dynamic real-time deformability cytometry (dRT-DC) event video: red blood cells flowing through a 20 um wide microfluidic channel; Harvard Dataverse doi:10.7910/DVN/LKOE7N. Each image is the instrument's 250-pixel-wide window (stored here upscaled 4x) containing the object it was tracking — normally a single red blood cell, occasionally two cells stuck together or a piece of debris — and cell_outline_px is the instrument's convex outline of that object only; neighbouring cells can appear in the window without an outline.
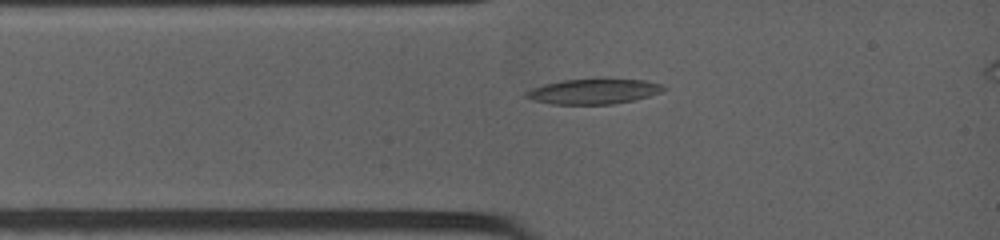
{"species": "common noctule bat (a hibernating species)", "species_latin": "Nyctalus noctula", "temperature_condition": "warm", "stored_images_in_passage": 30, "camera_frame_rate_fps": 4500, "um_per_image_px": 0.085, "animal": {"sex": "female", "body_mass_g": 19.0, "forearm_length_mm": 53.3}, "frame": {"image": 1, "passage_image": 1, "time_ms": 0.0, "image_size_px": [1000, 240], "cell_outline_px": [[668, 88], [660, 92], [648, 96], [632, 100], [612, 104], [552, 104], [532, 100], [524, 96], [524, 92], [532, 88], [544, 84], [564, 80], [596, 76], [644, 80], [660, 84]], "centroid_in_image_um": [50.44, 7.72], "position_along_channel_um": 34.6, "area_um2": 20.87}}
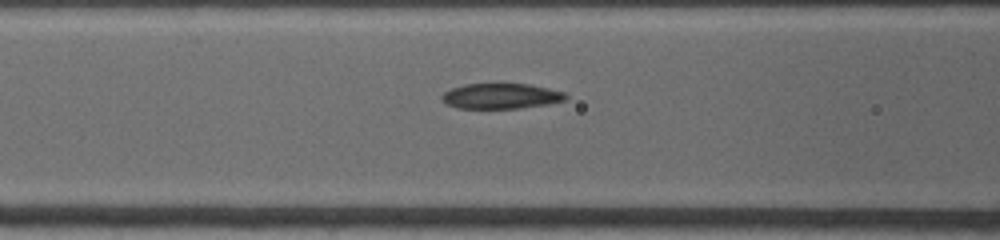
{"frame": {"image": 2, "passage_image": 14, "time_ms": 2.444, "image_size_px": [1000, 240], "cell_outline_px": [[568, 96], [564, 100], [548, 104], [520, 108], [456, 108], [440, 100], [440, 96], [444, 92], [452, 88], [464, 84], [528, 84], [548, 88], [564, 92]], "centroid_in_image_um": [42.56, 8.17], "position_along_channel_um": 124.0, "area_um2": 18.26}}
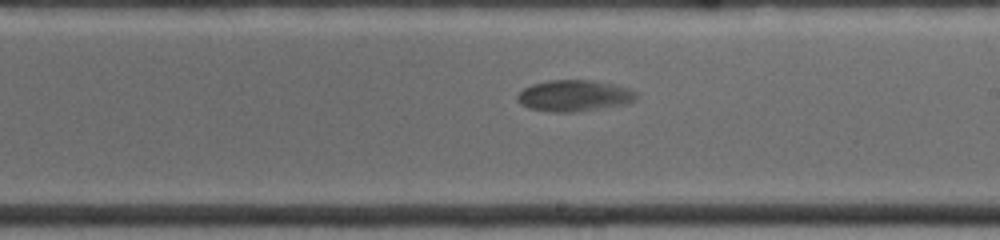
{"frame": {"image": 3, "passage_image": 30, "time_ms": 5.556, "image_size_px": [1000, 240], "cell_outline_px": [[640, 96], [636, 100], [624, 104], [572, 112], [552, 112], [528, 108], [520, 104], [516, 100], [516, 96], [524, 88], [532, 84], [548, 80], [596, 80], [628, 88], [636, 92]], "centroid_in_image_um": [48.79, 8.13], "position_along_channel_um": 240.2, "area_um2": 21.73}}